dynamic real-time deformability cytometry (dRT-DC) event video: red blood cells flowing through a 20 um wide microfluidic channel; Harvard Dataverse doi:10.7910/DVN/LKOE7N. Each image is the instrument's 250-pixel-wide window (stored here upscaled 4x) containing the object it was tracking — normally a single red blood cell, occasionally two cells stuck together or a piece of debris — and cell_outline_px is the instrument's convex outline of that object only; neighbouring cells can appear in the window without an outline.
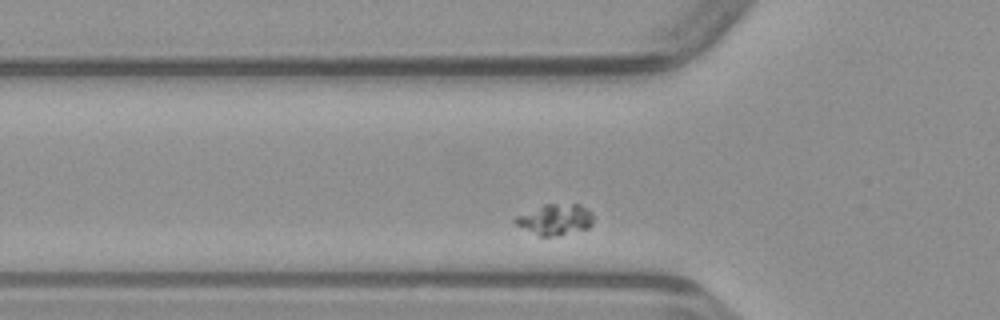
{"species": "common noctule bat (a hibernating species)", "species_latin": "Nyctalus noctula", "temperature_condition": "warm", "stored_images_in_passage": 28, "camera_frame_rate_fps": 3000, "um_per_image_px": 0.085, "animal": {"sex": "male", "body_mass_g": 23.1, "forearm_length_mm": 52.7}, "frame": {"image": 1, "passage_image": 4, "time_ms": 1.0, "image_size_px": [1000, 320], "cell_outline_px": [[592, 224], [588, 228], [552, 236], [540, 236], [516, 224], [512, 220], [516, 216], [544, 204], [580, 204], [592, 212]], "centroid_in_image_um": [47.19, 18.64], "position_along_channel_um": 78.6, "area_um2": 13.76}}
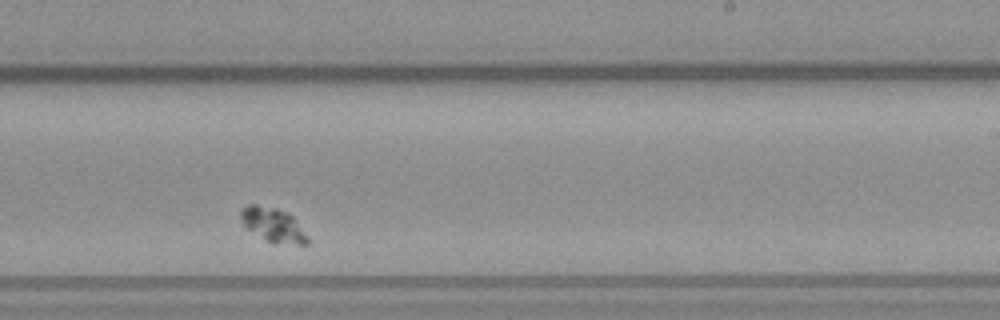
{"frame": {"image": 2, "passage_image": 19, "time_ms": 6.0, "image_size_px": [1000, 320], "cell_outline_px": [[308, 244], [272, 244], [248, 228], [244, 224], [240, 216], [240, 208], [248, 204], [256, 204], [276, 208], [288, 212], [292, 216], [308, 236]], "centroid_in_image_um": [23.22, 19.1], "position_along_channel_um": 265.8, "area_um2": 13.29}}
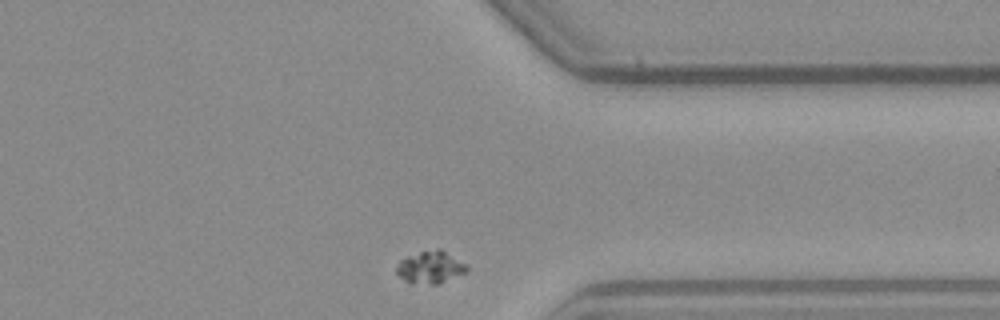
{"frame": {"image": 3, "passage_image": 28, "time_ms": 9.0, "image_size_px": [1000, 320], "cell_outline_px": [[468, 268], [464, 272], [436, 284], [408, 284], [396, 272], [396, 268], [400, 260], [408, 256], [420, 252], [436, 248], [440, 248], [464, 264]], "centroid_in_image_um": [36.51, 22.72], "position_along_channel_um": 374.9, "area_um2": 12.89}}